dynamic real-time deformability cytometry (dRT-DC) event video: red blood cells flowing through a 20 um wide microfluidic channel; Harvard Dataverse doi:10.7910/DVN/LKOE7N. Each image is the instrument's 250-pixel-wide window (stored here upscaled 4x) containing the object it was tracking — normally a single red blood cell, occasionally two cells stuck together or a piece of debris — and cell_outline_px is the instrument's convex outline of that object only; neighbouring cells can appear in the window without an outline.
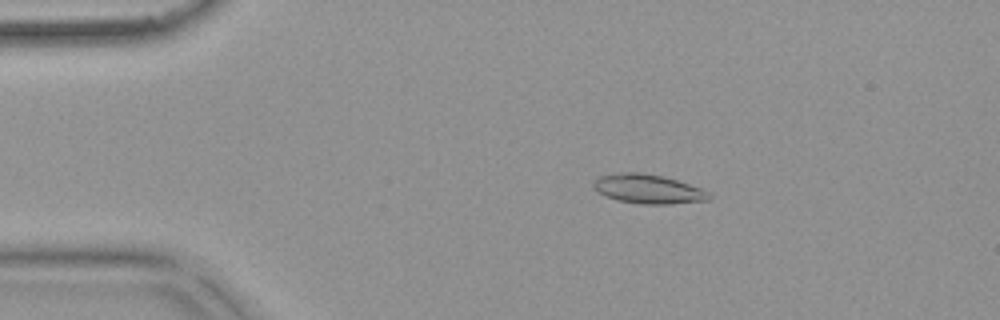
{"species": "common noctule bat (a hibernating species)", "species_latin": "Nyctalus noctula", "temperature_condition": "warm", "stored_images_in_passage": 54, "camera_frame_rate_fps": 3000, "um_per_image_px": 0.085, "animal": {"sex": "female", "body_mass_g": 18.4}, "frame": {"image": 1, "passage_image": 10, "time_ms": 3.0, "image_size_px": [1000, 320], "cell_outline_px": [[712, 196], [708, 200], [672, 204], [640, 204], [616, 200], [604, 196], [592, 184], [596, 176], [620, 172], [640, 172], [664, 176], [700, 188], [708, 192]], "centroid_in_image_um": [55.06, 16.06], "position_along_channel_um": 29.9, "area_um2": 19.77}}
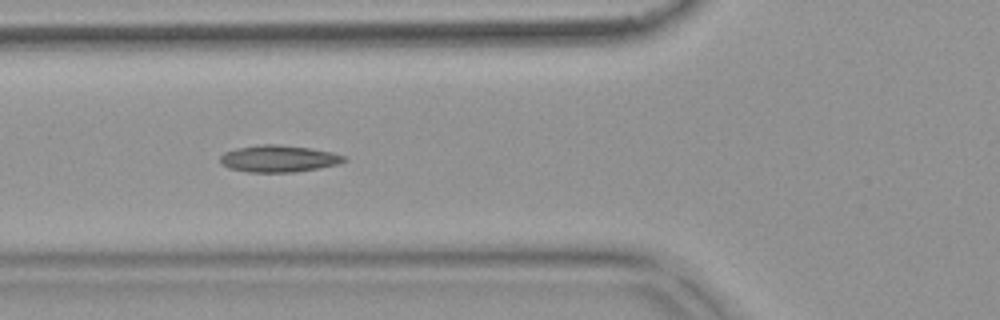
{"frame": {"image": 2, "passage_image": 20, "time_ms": 6.333, "image_size_px": [1000, 320], "cell_outline_px": [[348, 160], [340, 164], [320, 168], [296, 172], [248, 172], [228, 168], [220, 164], [220, 156], [224, 152], [236, 148], [256, 144], [276, 144], [312, 148], [332, 152], [348, 156]], "centroid_in_image_um": [23.71, 13.48], "position_along_channel_um": 102.1, "area_um2": 19.83}}
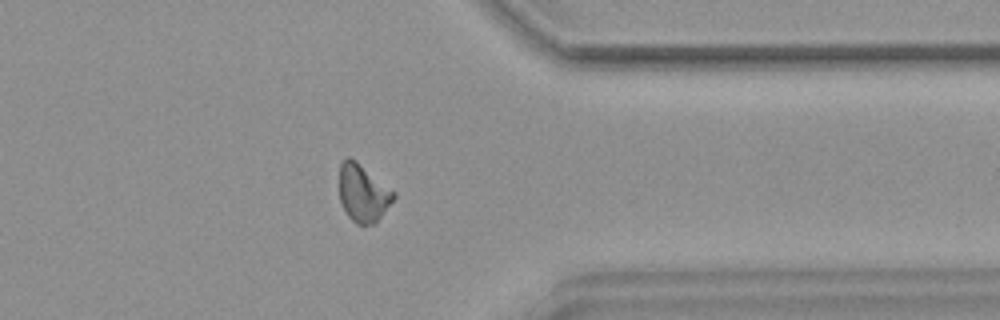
{"frame": {"image": 3, "passage_image": 43, "time_ms": 14.0, "image_size_px": [1000, 320], "cell_outline_px": [[396, 196], [376, 224], [356, 224], [344, 212], [340, 200], [340, 164], [348, 156], [356, 160], [396, 192]], "centroid_in_image_um": [30.87, 16.42], "position_along_channel_um": 380.5, "area_um2": 18.32}, "authors_computed_cell_mechanics": {"area_um2": 18.2359, "velocity_mm_per_s": 3.7466, "shape_relaxation_time_tau1_ms": null, "shape_relaxation_time_tau2_ms": 5.9829, "deformation_change_tau1": null, "deformation_change_tau2": 0.1143}}